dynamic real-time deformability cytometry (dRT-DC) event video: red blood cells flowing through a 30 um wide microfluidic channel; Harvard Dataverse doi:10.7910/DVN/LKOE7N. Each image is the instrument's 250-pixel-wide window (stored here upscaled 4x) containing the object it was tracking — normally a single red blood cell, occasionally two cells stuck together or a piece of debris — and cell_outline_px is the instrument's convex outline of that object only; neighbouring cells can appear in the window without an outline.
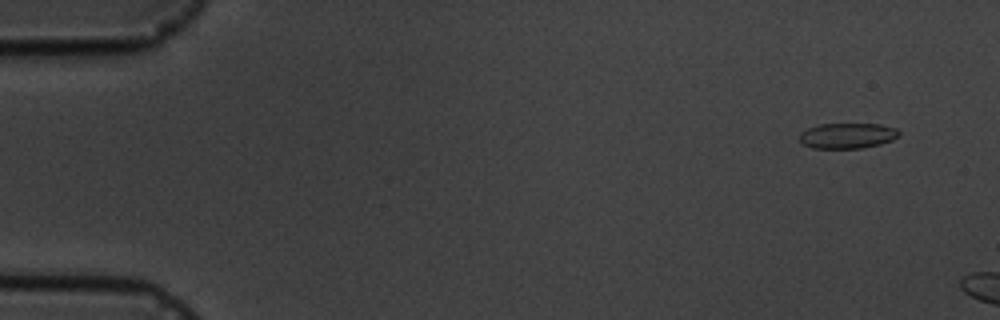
{"species": "common noctule bat (a hibernating species)", "species_latin": "Nyctalus noctula", "temperature_condition": "cold", "stored_images_in_passage": 3, "camera_frame_rate_fps": 3000, "um_per_image_px": 0.085, "animal": {"sex": "male", "body_mass_g": 19.5, "forearm_length_mm": 54.6}, "frame": {"image": 1, "passage_image": 1, "time_ms": 0.0, "image_size_px": [1000, 320], "cell_outline_px": [[900, 136], [892, 140], [880, 144], [864, 148], [812, 148], [804, 144], [800, 140], [800, 132], [808, 128], [820, 124], [880, 124], [896, 128], [900, 132]], "centroid_in_image_um": [72.06, 11.53], "position_along_channel_um": 12.9, "area_um2": 14.8}}